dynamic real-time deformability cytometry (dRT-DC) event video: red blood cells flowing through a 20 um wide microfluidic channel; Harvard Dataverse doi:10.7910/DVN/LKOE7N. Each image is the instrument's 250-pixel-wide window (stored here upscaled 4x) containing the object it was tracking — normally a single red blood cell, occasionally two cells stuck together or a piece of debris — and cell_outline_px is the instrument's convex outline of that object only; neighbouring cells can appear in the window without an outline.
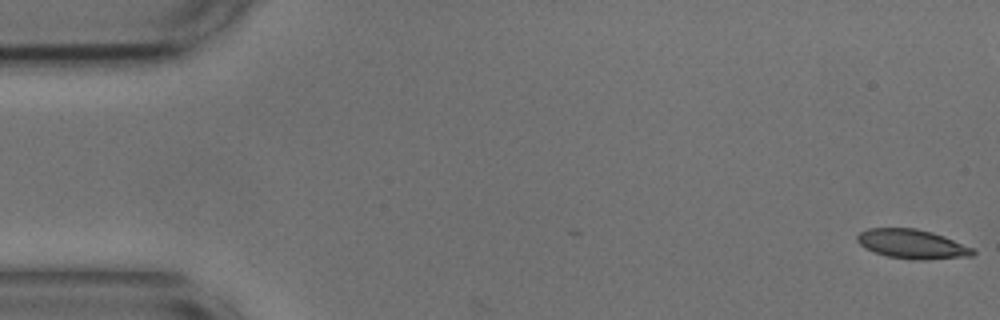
{"species": "common noctule bat (a hibernating species)", "species_latin": "Nyctalus noctula", "temperature_condition": "cold", "stored_images_in_passage": 3, "camera_frame_rate_fps": 3000, "um_per_image_px": 0.085, "animal": {"sex": "male", "body_mass_g": 17.9, "forearm_length_mm": 54.2}, "frame": {"image": 1, "passage_image": 1, "time_ms": 0.0, "image_size_px": [1000, 320], "cell_outline_px": [[976, 252], [972, 256], [924, 260], [916, 260], [888, 256], [876, 252], [860, 244], [856, 240], [856, 236], [860, 232], [868, 228], [916, 228], [932, 232], [944, 236], [972, 248]], "centroid_in_image_um": [77.54, 20.74], "position_along_channel_um": 7.5, "area_um2": 19.54}}